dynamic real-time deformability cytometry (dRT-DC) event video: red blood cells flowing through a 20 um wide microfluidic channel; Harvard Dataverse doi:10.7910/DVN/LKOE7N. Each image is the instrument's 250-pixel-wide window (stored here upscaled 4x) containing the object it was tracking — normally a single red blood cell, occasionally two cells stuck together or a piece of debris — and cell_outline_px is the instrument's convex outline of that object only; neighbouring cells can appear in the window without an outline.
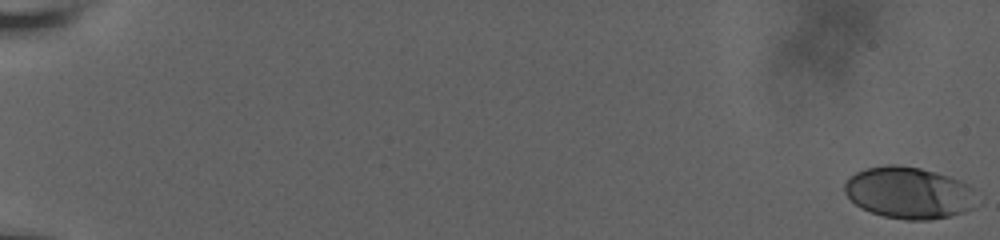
{"species": "human", "species_latin": "Homo sapiens", "temperature_condition": "room temperature", "stored_images_in_passage": 61, "camera_frame_rate_fps": 3000, "um_per_image_px": 0.085, "donor": {"sex": "male"}, "frame": {"image": 1, "passage_image": 1, "time_ms": 0.0, "image_size_px": [1000, 240], "cell_outline_px": [[972, 208], [964, 212], [948, 216], [928, 220], [908, 220], [884, 216], [860, 208], [844, 192], [844, 184], [848, 176], [856, 172], [868, 168], [888, 164], [896, 164], [920, 168], [936, 172], [948, 176], [968, 184], [972, 188]], "centroid_in_image_um": [77.19, 16.37], "position_along_channel_um": 7.8, "area_um2": 39.48}}
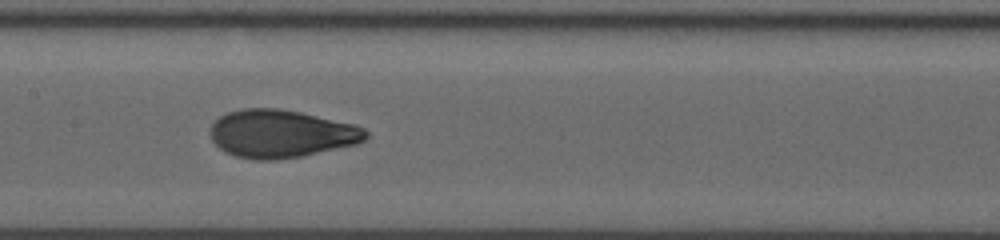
{"frame": {"image": 2, "passage_image": 34, "time_ms": 11.0, "image_size_px": [1000, 240], "cell_outline_px": [[368, 136], [364, 140], [356, 144], [304, 156], [276, 160], [252, 160], [236, 156], [224, 152], [212, 140], [208, 132], [212, 124], [220, 116], [228, 112], [244, 108], [276, 108], [300, 112], [352, 124], [364, 128], [368, 132]], "centroid_in_image_um": [23.86, 11.38], "position_along_channel_um": 183.5, "area_um2": 43.47}}
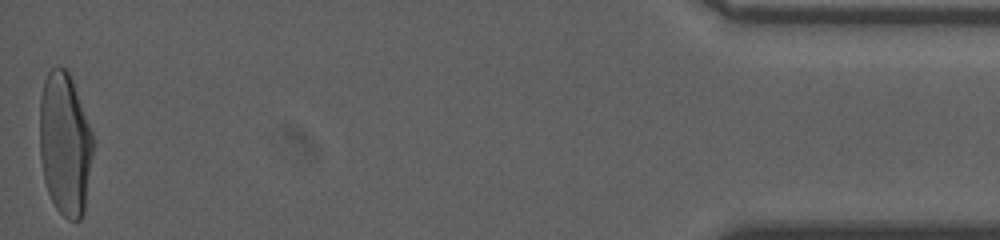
{"frame": {"image": 3, "passage_image": 61, "time_ms": 20.0, "image_size_px": [1000, 240], "cell_outline_px": [[92, 156], [84, 212], [80, 220], [68, 220], [56, 208], [48, 192], [44, 180], [40, 160], [40, 96], [44, 80], [48, 72], [56, 64], [60, 64], [68, 72], [72, 80], [92, 132]], "centroid_in_image_um": [5.5, 12.23], "position_along_channel_um": 429.7, "area_um2": 44.39}, "authors_computed_cell_mechanics": {"area_um2": 41.905, "velocity_mm_per_s": 3.6607, "shape_relaxation_time_tau1_ms": 4.2395, "shape_relaxation_time_tau2_ms": 0.7517, "deformation_change_tau1": 0.2072, "deformation_change_tau2": 0.0521}}